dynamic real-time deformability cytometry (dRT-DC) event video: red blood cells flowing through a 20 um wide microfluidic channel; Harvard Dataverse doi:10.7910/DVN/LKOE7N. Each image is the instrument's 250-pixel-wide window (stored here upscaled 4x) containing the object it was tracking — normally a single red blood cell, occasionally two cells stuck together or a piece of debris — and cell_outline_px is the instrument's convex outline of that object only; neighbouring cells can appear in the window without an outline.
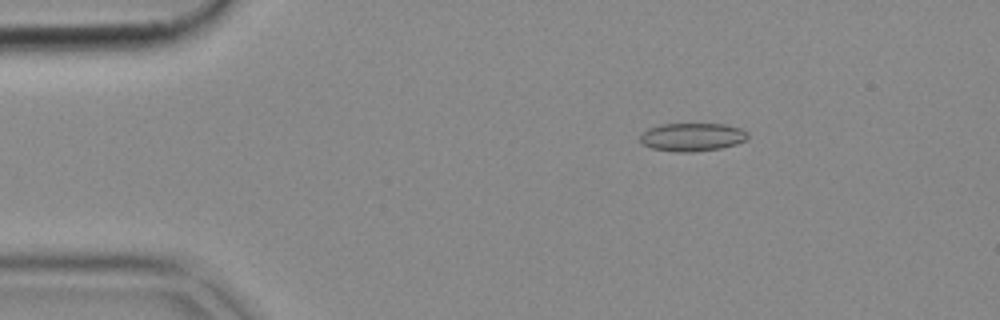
{"species": "common noctule bat (a hibernating species)", "species_latin": "Nyctalus noctula", "temperature_condition": "cold", "stored_images_in_passage": 51, "camera_frame_rate_fps": 3000, "um_per_image_px": 0.085, "animal": {"sex": "female", "body_mass_g": 18.4}, "frame": {"image": 1, "passage_image": 8, "time_ms": 2.333, "image_size_px": [1000, 320], "cell_outline_px": [[748, 140], [736, 144], [720, 148], [692, 152], [676, 152], [652, 148], [644, 144], [640, 140], [640, 132], [648, 128], [660, 124], [724, 124], [740, 128], [748, 132]], "centroid_in_image_um": [58.84, 11.64], "position_along_channel_um": 26.2, "area_um2": 17.8}}
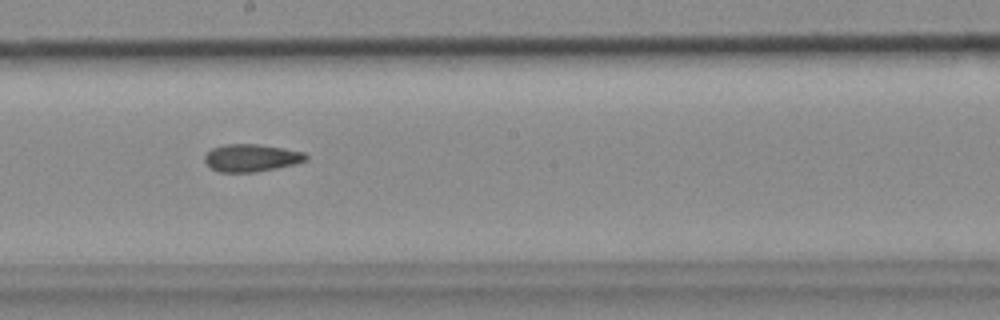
{"frame": {"image": 2, "passage_image": 28, "time_ms": 9.0, "image_size_px": [1000, 320], "cell_outline_px": [[308, 160], [296, 164], [256, 172], [220, 172], [212, 168], [204, 160], [204, 156], [212, 148], [224, 144], [260, 144], [284, 148], [304, 152], [308, 156]], "centroid_in_image_um": [21.4, 13.41], "position_along_channel_um": 226.8, "area_um2": 16.3}}
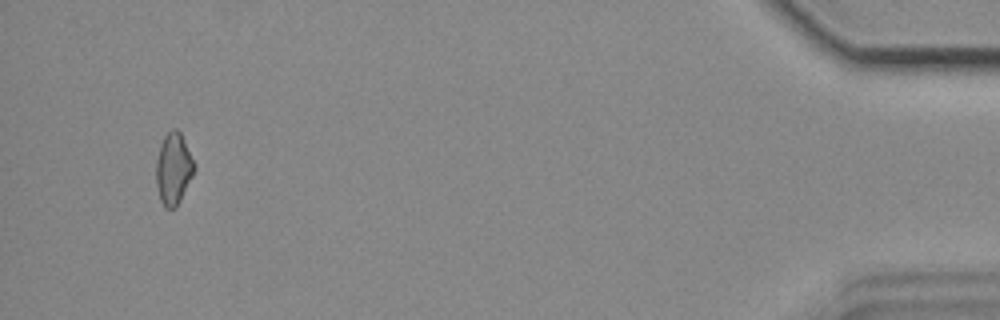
{"frame": {"image": 3, "passage_image": 49, "time_ms": 16.0, "image_size_px": [1000, 320], "cell_outline_px": [[196, 168], [176, 208], [164, 208], [160, 200], [156, 184], [156, 160], [160, 144], [164, 136], [172, 128], [176, 128], [180, 132], [196, 164]], "centroid_in_image_um": [14.74, 14.33], "position_along_channel_um": 420.5, "area_um2": 16.01}}